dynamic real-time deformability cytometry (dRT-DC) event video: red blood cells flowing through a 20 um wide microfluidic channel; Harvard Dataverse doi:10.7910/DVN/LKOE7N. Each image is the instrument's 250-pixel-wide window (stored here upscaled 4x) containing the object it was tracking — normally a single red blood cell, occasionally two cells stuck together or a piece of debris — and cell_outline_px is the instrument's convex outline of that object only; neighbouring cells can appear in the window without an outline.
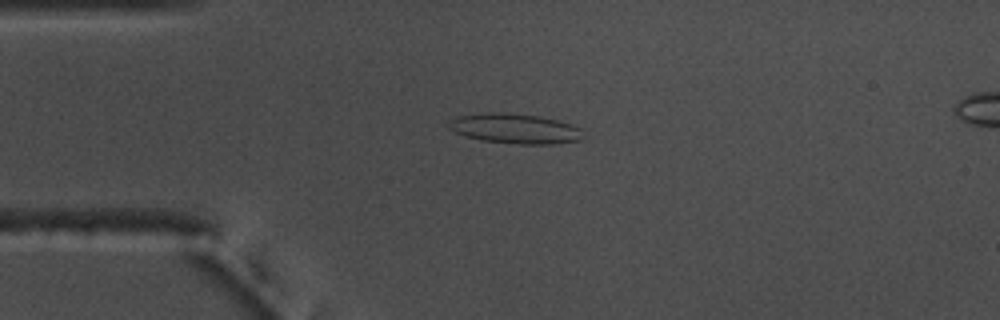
{"species": "common noctule bat (a hibernating species)", "species_latin": "Nyctalus noctula", "temperature_condition": "warm", "stored_images_in_passage": 48, "camera_frame_rate_fps": 3000, "um_per_image_px": 0.085, "animal": {"sex": "male", "body_mass_g": 17.5, "forearm_length_mm": 52.3}, "frame": {"image": 1, "passage_image": 6, "time_ms": 1.667, "image_size_px": [1000, 320], "cell_outline_px": [[580, 140], [556, 144], [520, 144], [480, 140], [464, 136], [448, 128], [448, 120], [460, 116], [484, 112], [504, 112], [540, 116], [572, 124], [580, 128]], "centroid_in_image_um": [43.73, 10.92], "position_along_channel_um": 41.3, "area_um2": 23.47}}
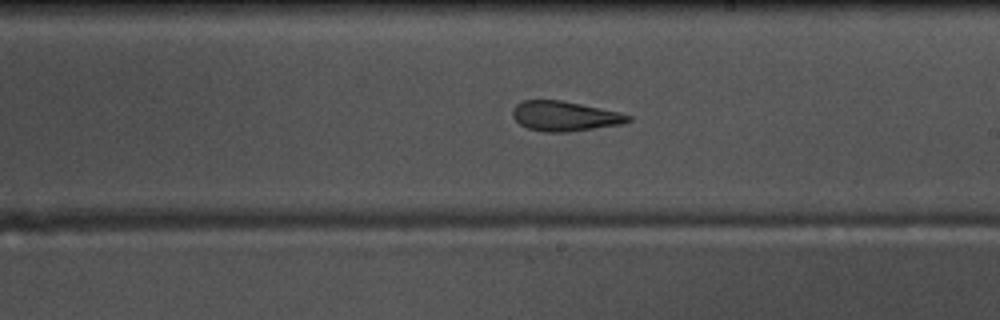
{"frame": {"image": 2, "passage_image": 24, "time_ms": 7.667, "image_size_px": [1000, 320], "cell_outline_px": [[632, 120], [620, 124], [568, 132], [544, 132], [528, 128], [520, 124], [512, 116], [512, 112], [516, 104], [524, 100], [560, 100], [580, 104], [616, 112], [632, 116]], "centroid_in_image_um": [47.96, 9.87], "position_along_channel_um": 241.0, "area_um2": 19.77}}
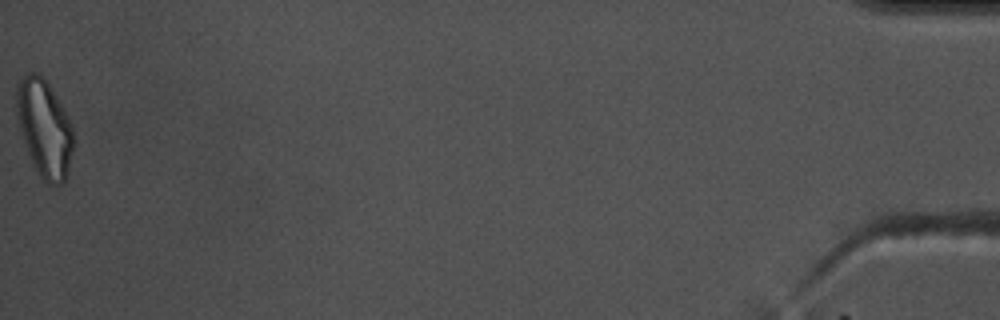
{"frame": {"image": 3, "passage_image": 48, "time_ms": 15.667, "image_size_px": [1000, 320], "cell_outline_px": [[72, 152], [68, 172], [64, 180], [60, 184], [48, 184], [40, 176], [28, 152], [20, 128], [16, 112], [16, 92], [20, 80], [28, 72], [36, 72], [48, 84], [64, 108], [72, 128]], "centroid_in_image_um": [3.77, 10.89], "position_along_channel_um": 431.4, "area_um2": 31.44}, "authors_computed_cell_mechanics": {"area_um2": 22.0507, "velocity_mm_per_s": 3.6945, "shape_relaxation_time_tau1_ms": 9.0437, "shape_relaxation_time_tau2_ms": 1.957, "deformation_change_tau1": 0.2295, "deformation_change_tau2": 0.1146}}